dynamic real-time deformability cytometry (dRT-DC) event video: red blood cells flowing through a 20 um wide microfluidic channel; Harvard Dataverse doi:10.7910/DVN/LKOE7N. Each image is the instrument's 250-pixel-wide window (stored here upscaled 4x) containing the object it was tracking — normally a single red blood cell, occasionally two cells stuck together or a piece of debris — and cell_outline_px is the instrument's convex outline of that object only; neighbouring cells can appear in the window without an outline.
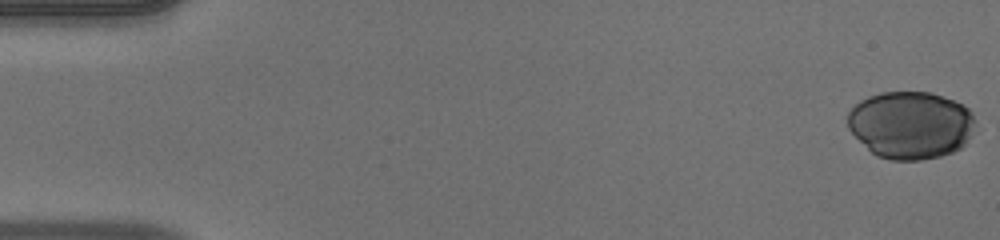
{"species": "human", "species_latin": "Homo sapiens", "temperature_condition": "warm", "stored_images_in_passage": 53, "camera_frame_rate_fps": 3000, "um_per_image_px": 0.085, "donor": {"sex": "male"}, "frame": {"image": 1, "passage_image": 1, "time_ms": 0.0, "image_size_px": [1000, 240], "cell_outline_px": [[976, 124], [964, 144], [960, 148], [952, 152], [940, 156], [920, 160], [892, 160], [876, 156], [848, 128], [848, 112], [860, 100], [868, 96], [880, 92], [932, 92], [964, 104], [972, 112], [976, 120]], "centroid_in_image_um": [77.42, 10.61], "position_along_channel_um": 7.6, "area_um2": 50.23}}
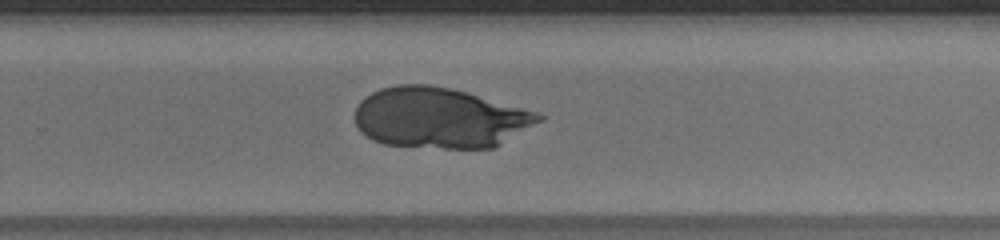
{"frame": {"image": 2, "passage_image": 35, "time_ms": 11.333, "image_size_px": [1000, 240], "cell_outline_px": [[544, 120], [500, 144], [492, 148], [444, 148], [384, 144], [372, 140], [360, 132], [356, 124], [356, 108], [360, 100], [364, 96], [380, 88], [396, 84], [428, 84], [448, 88], [464, 92], [536, 112], [544, 116]], "centroid_in_image_um": [37.34, 10.02], "position_along_channel_um": 292.5, "area_um2": 64.5}}
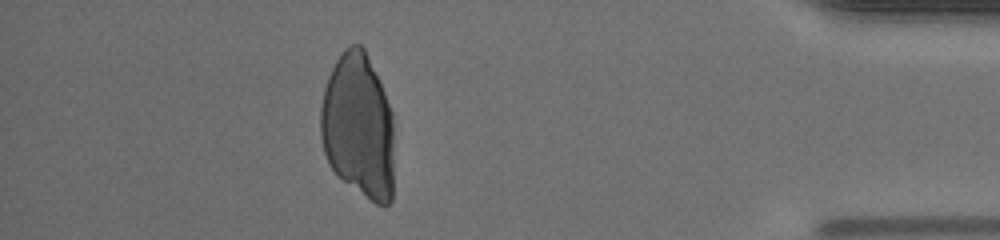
{"frame": {"image": 3, "passage_image": 47, "time_ms": 15.333, "image_size_px": [1000, 240], "cell_outline_px": [[392, 200], [388, 204], [376, 204], [344, 180], [328, 164], [324, 152], [320, 136], [320, 108], [324, 88], [328, 76], [340, 52], [344, 48], [352, 44], [360, 44], [364, 48], [384, 92], [392, 112]], "centroid_in_image_um": [30.43, 10.68], "position_along_channel_um": 404.8, "area_um2": 61.79}}